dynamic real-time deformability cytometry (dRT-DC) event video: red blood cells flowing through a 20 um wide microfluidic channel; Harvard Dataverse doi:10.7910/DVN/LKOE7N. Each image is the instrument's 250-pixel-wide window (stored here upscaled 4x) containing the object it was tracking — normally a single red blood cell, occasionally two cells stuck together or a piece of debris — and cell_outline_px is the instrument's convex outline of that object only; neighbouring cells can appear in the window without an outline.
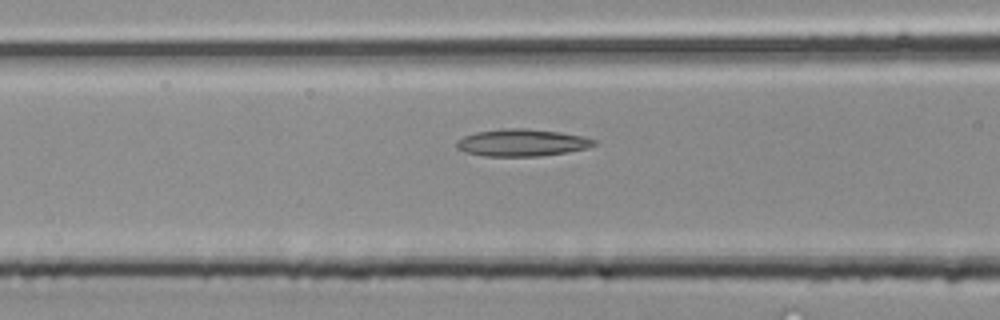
{"species": "common noctule bat (a hibernating species)", "species_latin": "Nyctalus noctula", "temperature_condition": "room temperature", "stored_images_in_passage": 14, "camera_frame_rate_fps": 3000, "um_per_image_px": 0.085, "animal": {"sex": "male", "body_mass_g": 20.4}, "frame": {"image": 1, "passage_image": 12, "time_ms": 3.667, "image_size_px": [1000, 320], "cell_outline_px": [[600, 140], [596, 144], [588, 148], [568, 152], [540, 156], [484, 156], [468, 152], [456, 148], [456, 140], [464, 136], [476, 132], [504, 128], [524, 128], [560, 132], [584, 136]], "centroid_in_image_um": [44.42, 12.12], "position_along_channel_um": 122.2, "area_um2": 21.91}}